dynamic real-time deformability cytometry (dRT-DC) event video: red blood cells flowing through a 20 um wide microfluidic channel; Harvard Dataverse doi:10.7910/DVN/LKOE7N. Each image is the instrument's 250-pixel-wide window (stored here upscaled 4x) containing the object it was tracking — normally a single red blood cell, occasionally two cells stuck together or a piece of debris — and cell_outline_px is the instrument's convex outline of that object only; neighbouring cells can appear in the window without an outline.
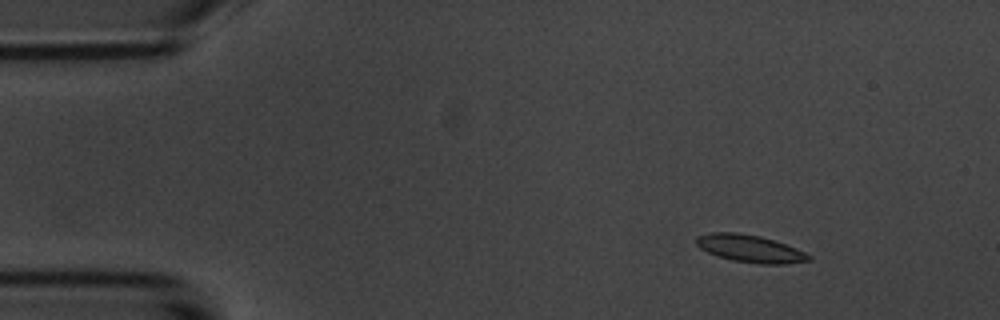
{"species": "common noctule bat (a hibernating species)", "species_latin": "Nyctalus noctula", "temperature_condition": "room temperature", "stored_images_in_passage": 5, "camera_frame_rate_fps": 3000, "um_per_image_px": 0.085, "animal": {"sex": "male", "body_mass_g": 20.1, "forearm_length_mm": 53.5}, "frame": {"image": 1, "passage_image": 1, "time_ms": 0.0, "image_size_px": [1000, 320], "cell_outline_px": [[812, 260], [784, 264], [760, 264], [732, 260], [716, 256], [700, 248], [696, 244], [696, 236], [712, 232], [736, 232], [760, 236], [796, 248], [812, 256]], "centroid_in_image_um": [63.74, 21.13], "position_along_channel_um": 21.3, "area_um2": 17.92}}
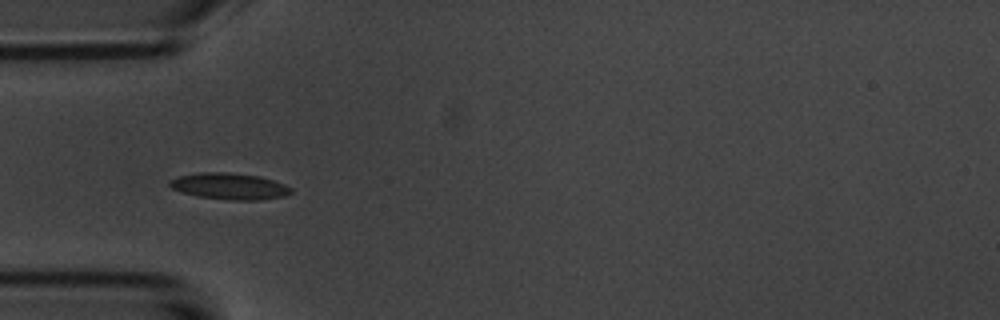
{"frame": {"image": 2, "passage_image": 4, "time_ms": 3.333, "image_size_px": [1000, 320], "cell_outline_px": [[292, 192], [284, 196], [260, 200], [228, 200], [196, 196], [180, 192], [172, 188], [168, 184], [168, 180], [180, 176], [196, 172], [228, 172], [260, 176], [284, 184], [292, 188]], "centroid_in_image_um": [19.47, 15.83], "position_along_channel_um": 65.5, "area_um2": 18.84}}